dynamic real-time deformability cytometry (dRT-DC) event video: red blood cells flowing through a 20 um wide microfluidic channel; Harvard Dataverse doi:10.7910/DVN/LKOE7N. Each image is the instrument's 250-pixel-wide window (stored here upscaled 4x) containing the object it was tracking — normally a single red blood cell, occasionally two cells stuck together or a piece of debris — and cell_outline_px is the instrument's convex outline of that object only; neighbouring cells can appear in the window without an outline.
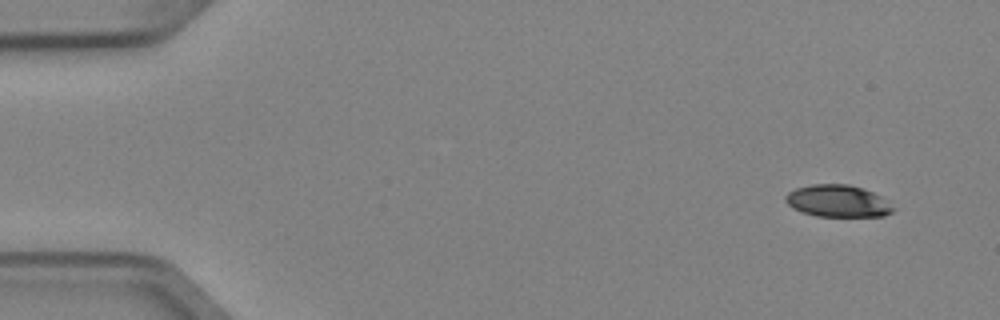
{"species": "Egyptian fruit bat (a non-hibernating species)", "species_latin": "Rousettus aegyptiacus", "temperature_condition": "cold", "stored_images_in_passage": 7, "camera_frame_rate_fps": 3000, "um_per_image_px": 0.085, "animal": {"sex": "female"}, "frame": {"image": 1, "passage_image": 1, "time_ms": 0.0, "image_size_px": [1000, 320], "cell_outline_px": [[896, 208], [892, 212], [884, 216], [816, 216], [800, 212], [792, 208], [784, 200], [784, 196], [788, 192], [796, 188], [812, 184], [848, 184], [864, 188], [880, 196]], "centroid_in_image_um": [71.19, 17.09], "position_along_channel_um": 13.8, "area_um2": 20.23}}
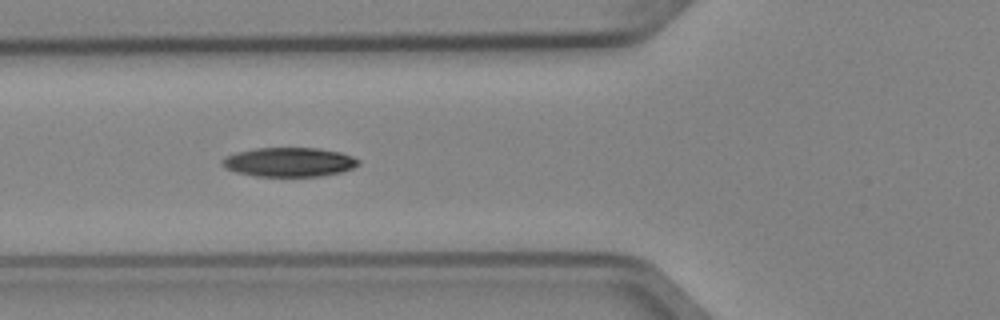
{"frame": {"image": 2, "passage_image": 5, "time_ms": 1.333, "image_size_px": [1000, 320], "cell_outline_px": [[360, 164], [352, 168], [340, 172], [320, 176], [256, 176], [236, 172], [224, 168], [220, 164], [220, 160], [224, 156], [236, 152], [256, 148], [316, 148], [340, 152], [352, 156], [360, 160]], "centroid_in_image_um": [24.53, 13.77], "position_along_channel_um": 101.3, "area_um2": 23.29}}
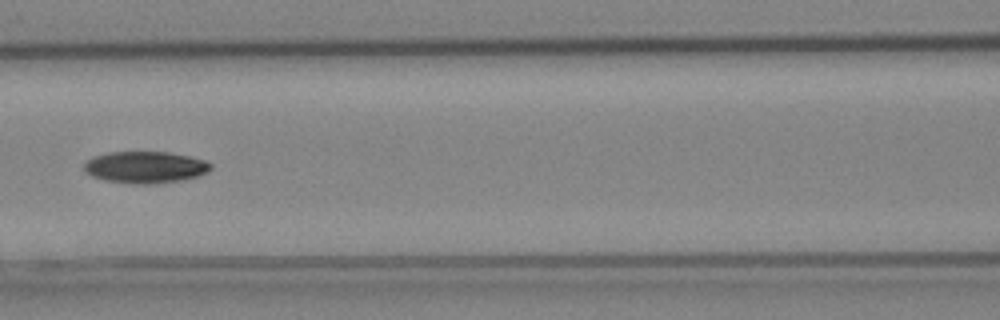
{"frame": {"image": 3, "passage_image": 6, "time_ms": 1.667, "image_size_px": [1000, 320], "cell_outline_px": [[212, 168], [208, 172], [200, 176], [180, 180], [152, 184], [136, 184], [108, 180], [92, 176], [84, 172], [84, 164], [92, 156], [108, 152], [168, 152], [188, 156], [204, 160], [212, 164]], "centroid_in_image_um": [12.36, 14.21], "position_along_channel_um": 154.2, "area_um2": 23.41}}